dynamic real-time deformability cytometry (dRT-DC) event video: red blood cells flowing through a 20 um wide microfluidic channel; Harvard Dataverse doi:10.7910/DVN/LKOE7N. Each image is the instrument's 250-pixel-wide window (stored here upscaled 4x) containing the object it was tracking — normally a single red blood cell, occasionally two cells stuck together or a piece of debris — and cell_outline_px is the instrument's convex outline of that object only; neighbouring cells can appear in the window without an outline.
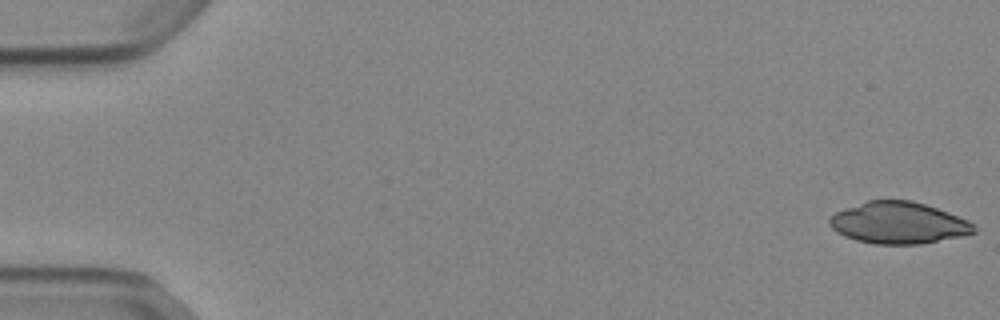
{"species": "Egyptian fruit bat (a non-hibernating species)", "species_latin": "Rousettus aegyptiacus", "temperature_condition": "cold", "stored_images_in_passage": 52, "camera_frame_rate_fps": 3000, "um_per_image_px": 0.085, "animal": {"sex": "female"}, "frame": {"image": 1, "passage_image": 1, "time_ms": 0.0, "image_size_px": [1000, 320], "cell_outline_px": [[976, 232], [960, 236], [920, 244], [876, 244], [856, 240], [844, 236], [836, 232], [828, 224], [828, 220], [836, 212], [844, 208], [868, 200], [912, 200], [948, 212], [968, 220], [976, 228]], "centroid_in_image_um": [76.34, 18.94], "position_along_channel_um": 8.7, "area_um2": 34.97}}